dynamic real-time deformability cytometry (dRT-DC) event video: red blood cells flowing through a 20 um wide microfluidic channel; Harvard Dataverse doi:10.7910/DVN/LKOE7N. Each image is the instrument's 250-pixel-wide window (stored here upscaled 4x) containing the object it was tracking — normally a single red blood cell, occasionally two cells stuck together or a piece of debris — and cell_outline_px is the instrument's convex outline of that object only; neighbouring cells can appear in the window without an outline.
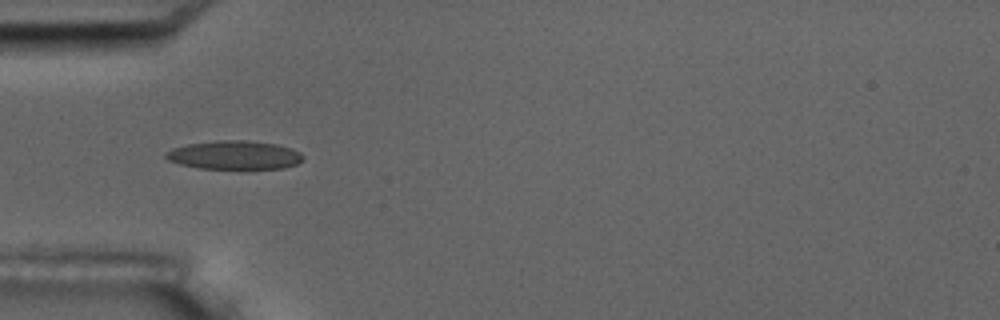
{"species": "common noctule bat (a hibernating species)", "species_latin": "Nyctalus noctula", "temperature_condition": "room temperature", "stored_images_in_passage": 13, "camera_frame_rate_fps": 3000, "um_per_image_px": 0.085, "animal": {"sex": "male", "body_mass_g": 17.5, "forearm_length_mm": 52.3}, "frame": {"image": 1, "passage_image": 3, "time_ms": 3.333, "image_size_px": [1000, 320], "cell_outline_px": [[304, 160], [296, 164], [284, 168], [200, 168], [180, 164], [168, 160], [164, 156], [164, 152], [172, 148], [188, 144], [216, 140], [244, 140], [276, 144], [292, 148], [300, 152], [304, 156]], "centroid_in_image_um": [19.93, 13.17], "position_along_channel_um": 65.1, "area_um2": 22.89}}
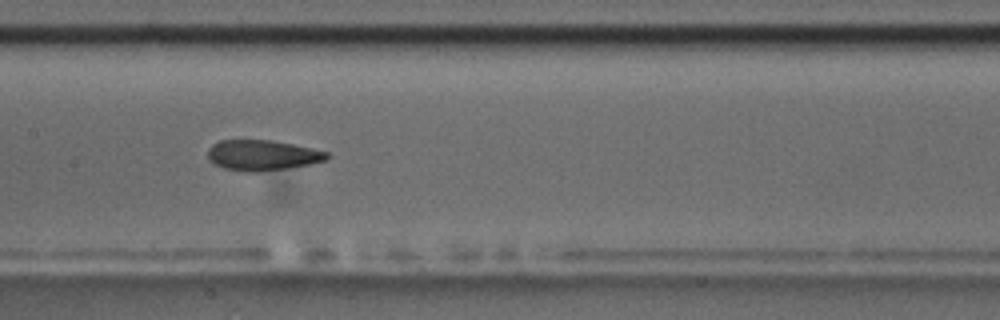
{"frame": {"image": 2, "passage_image": 6, "time_ms": 6.667, "image_size_px": [1000, 320], "cell_outline_px": [[328, 156], [324, 160], [312, 164], [256, 172], [244, 172], [224, 168], [212, 164], [208, 160], [208, 148], [212, 144], [220, 140], [272, 140], [312, 148], [328, 152]], "centroid_in_image_um": [22.24, 13.19], "position_along_channel_um": 185.2, "area_um2": 21.15}}
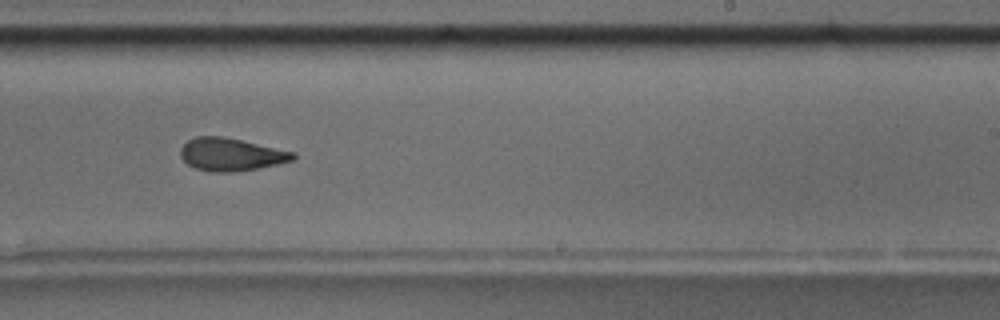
{"frame": {"image": 3, "passage_image": 8, "time_ms": 9.0, "image_size_px": [1000, 320], "cell_outline_px": [[296, 156], [292, 160], [260, 168], [236, 172], [212, 172], [196, 168], [188, 164], [180, 156], [180, 148], [188, 140], [196, 136], [224, 136], [296, 152]], "centroid_in_image_um": [19.63, 13.12], "position_along_channel_um": 269.4, "area_um2": 21.56}, "authors_computed_cell_mechanics": {"area_um2": 21.675, "velocity_mm_per_s": 3.6291, "shape_relaxation_time_tau1_ms": 8.2654, "shape_relaxation_time_tau2_ms": 4.6263, "deformation_change_tau1": 0.1881, "deformation_change_tau2": 0.0857}}